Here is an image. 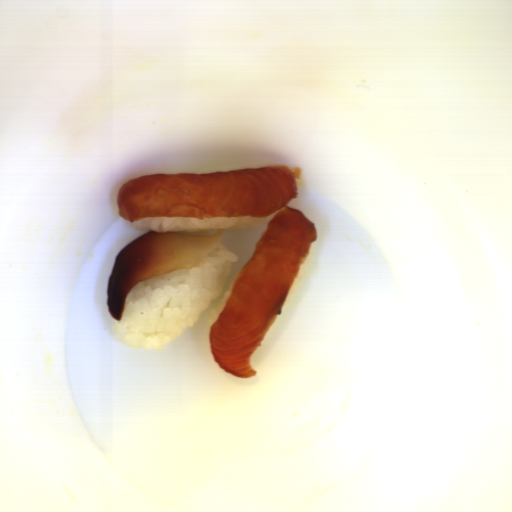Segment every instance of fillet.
<instances>
[{
  "mask_svg": "<svg viewBox=\"0 0 512 512\" xmlns=\"http://www.w3.org/2000/svg\"><path fill=\"white\" fill-rule=\"evenodd\" d=\"M301 167L271 166L212 174L135 177L117 193L127 222L144 217L266 218L274 214L252 257L238 271L229 297L209 330L215 362L235 377H252L251 358L280 316L318 233L301 210Z\"/></svg>",
  "mask_w": 512,
  "mask_h": 512,
  "instance_id": "obj_1",
  "label": "fillet"
},
{
  "mask_svg": "<svg viewBox=\"0 0 512 512\" xmlns=\"http://www.w3.org/2000/svg\"><path fill=\"white\" fill-rule=\"evenodd\" d=\"M224 229L213 235L148 231L125 245L114 258L106 296L108 310L120 321L130 290L148 278L194 268L222 243Z\"/></svg>",
  "mask_w": 512,
  "mask_h": 512,
  "instance_id": "obj_2",
  "label": "fillet"
}]
</instances>
